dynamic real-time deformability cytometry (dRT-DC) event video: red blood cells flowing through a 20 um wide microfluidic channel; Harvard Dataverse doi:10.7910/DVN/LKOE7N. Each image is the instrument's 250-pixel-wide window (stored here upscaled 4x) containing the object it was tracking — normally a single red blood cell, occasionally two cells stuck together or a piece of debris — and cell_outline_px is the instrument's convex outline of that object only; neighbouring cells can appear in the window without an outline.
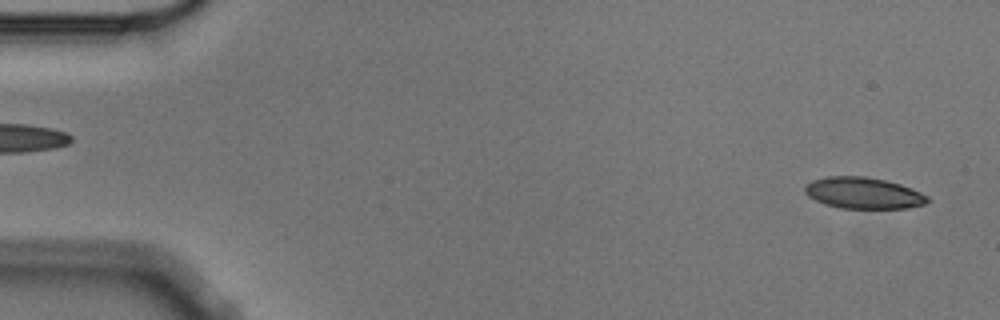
{"species": "Egyptian fruit bat (a non-hibernating species)", "species_latin": "Rousettus aegyptiacus", "temperature_condition": "cold", "stored_images_in_passage": 3, "segment_of_instrument_passage": [2, 2], "camera_frame_rate_fps": 3000, "um_per_image_px": 0.085, "animal": {"sex": "male"}, "frame": {"image": 1, "passage_image": 3, "time_ms": 0.667, "image_size_px": [1000, 320], "cell_outline_px": [[932, 200], [924, 204], [904, 208], [840, 208], [824, 204], [808, 196], [804, 192], [804, 184], [812, 180], [828, 176], [864, 176], [884, 180], [900, 184], [912, 188], [928, 196]], "centroid_in_image_um": [73.37, 16.4], "position_along_channel_um": 11.6, "area_um2": 22.48}}